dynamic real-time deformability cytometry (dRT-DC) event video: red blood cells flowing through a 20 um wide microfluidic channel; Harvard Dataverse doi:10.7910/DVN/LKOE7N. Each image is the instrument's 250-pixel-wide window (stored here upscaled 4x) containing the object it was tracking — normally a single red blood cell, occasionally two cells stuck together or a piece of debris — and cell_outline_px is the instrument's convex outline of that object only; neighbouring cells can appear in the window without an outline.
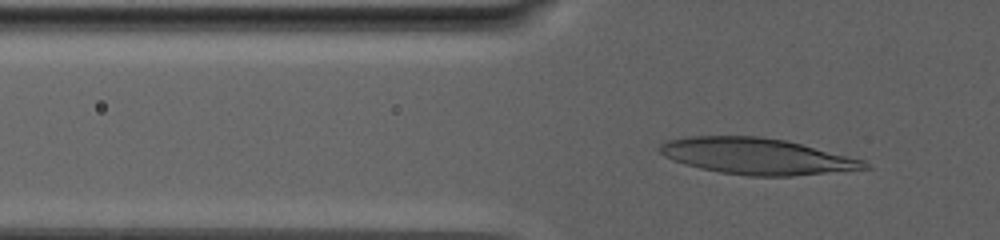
{"species": "human", "species_latin": "Homo sapiens", "temperature_condition": "warm", "stored_images_in_passage": 25, "camera_frame_rate_fps": 3000, "um_per_image_px": 0.085, "donor": {"sex": "male"}, "frame": {"image": 1, "passage_image": 6, "time_ms": 1.667, "image_size_px": [1000, 240], "cell_outline_px": [[872, 168], [792, 176], [748, 176], [720, 172], [700, 168], [684, 164], [672, 160], [664, 156], [656, 148], [660, 144], [668, 140], [688, 136], [760, 136], [784, 140], [864, 160]], "centroid_in_image_um": [64.27, 13.28], "position_along_channel_um": 61.5, "area_um2": 43.06}}
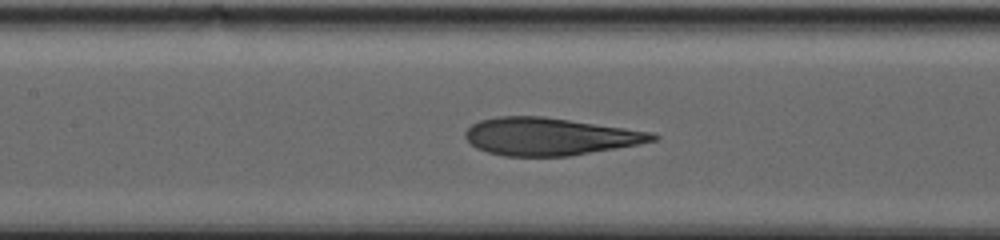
{"frame": {"image": 2, "passage_image": 20, "time_ms": 6.333, "image_size_px": [1000, 240], "cell_outline_px": [[660, 136], [656, 140], [636, 144], [568, 156], [504, 156], [488, 152], [476, 148], [464, 136], [464, 132], [472, 124], [480, 120], [500, 116], [544, 116], [652, 132]], "centroid_in_image_um": [46.68, 11.59], "position_along_channel_um": 160.7, "area_um2": 40.58}}
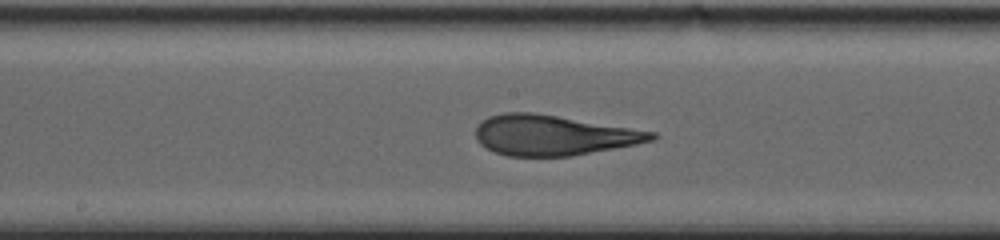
{"frame": {"image": 3, "passage_image": 25, "time_ms": 8.0, "image_size_px": [1000, 240], "cell_outline_px": [[660, 136], [652, 140], [636, 144], [572, 156], [508, 156], [496, 152], [480, 144], [476, 140], [476, 124], [480, 120], [488, 116], [504, 112], [532, 112], [656, 132]], "centroid_in_image_um": [46.99, 11.49], "position_along_channel_um": 201.2, "area_um2": 41.1}}